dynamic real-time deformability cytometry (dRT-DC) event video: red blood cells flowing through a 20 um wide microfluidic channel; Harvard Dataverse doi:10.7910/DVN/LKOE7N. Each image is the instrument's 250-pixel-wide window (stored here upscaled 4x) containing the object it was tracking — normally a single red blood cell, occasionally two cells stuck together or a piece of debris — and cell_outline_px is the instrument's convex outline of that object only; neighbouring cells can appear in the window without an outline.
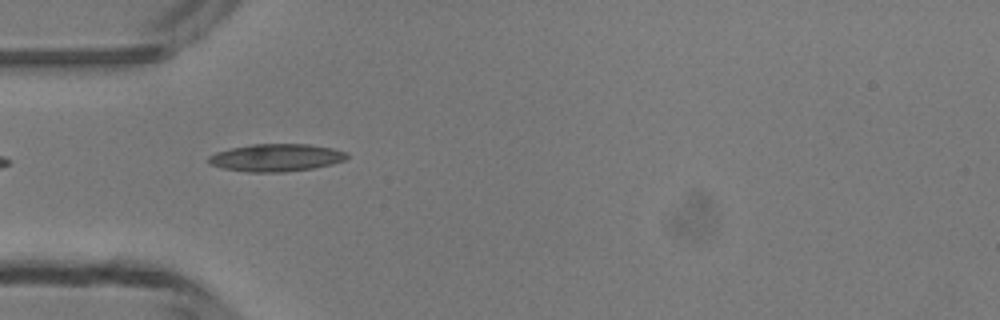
{"species": "common noctule bat (a hibernating species)", "species_latin": "Nyctalus noctula", "temperature_condition": "room temperature", "stored_images_in_passage": 19, "camera_frame_rate_fps": 3000, "um_per_image_px": 0.085, "animal": {"sex": "male", "body_mass_g": 13.3}, "frame": {"image": 1, "passage_image": 1, "time_ms": 0.0, "image_size_px": [1000, 320], "cell_outline_px": [[348, 156], [344, 160], [332, 164], [312, 168], [284, 172], [248, 172], [224, 168], [208, 164], [208, 156], [216, 152], [232, 148], [252, 144], [308, 144], [332, 148], [348, 152]], "centroid_in_image_um": [23.47, 13.4], "position_along_channel_um": 61.5, "area_um2": 22.14}}
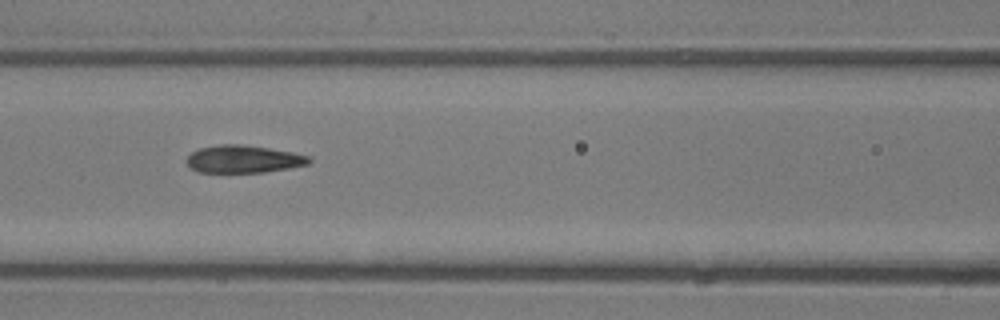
{"frame": {"image": 2, "passage_image": 7, "time_ms": 2.0, "image_size_px": [1000, 320], "cell_outline_px": [[312, 160], [308, 164], [288, 168], [264, 172], [200, 172], [192, 168], [188, 164], [188, 156], [192, 152], [200, 148], [220, 144], [240, 144], [268, 148], [292, 152], [308, 156]], "centroid_in_image_um": [20.71, 13.52], "position_along_channel_um": 145.9, "area_um2": 19.36}}
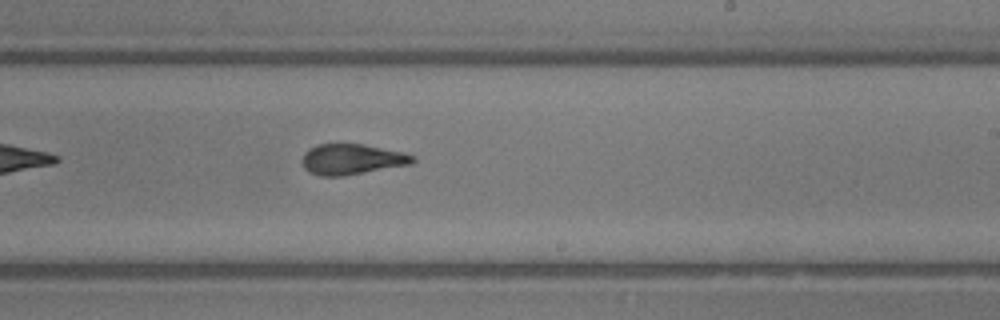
{"frame": {"image": 3, "passage_image": 15, "time_ms": 4.667, "image_size_px": [1000, 320], "cell_outline_px": [[416, 160], [412, 164], [344, 176], [320, 176], [308, 172], [304, 168], [300, 160], [304, 152], [308, 148], [316, 144], [364, 144], [404, 152], [416, 156]], "centroid_in_image_um": [29.89, 13.54], "position_along_channel_um": 259.1, "area_um2": 20.11}}